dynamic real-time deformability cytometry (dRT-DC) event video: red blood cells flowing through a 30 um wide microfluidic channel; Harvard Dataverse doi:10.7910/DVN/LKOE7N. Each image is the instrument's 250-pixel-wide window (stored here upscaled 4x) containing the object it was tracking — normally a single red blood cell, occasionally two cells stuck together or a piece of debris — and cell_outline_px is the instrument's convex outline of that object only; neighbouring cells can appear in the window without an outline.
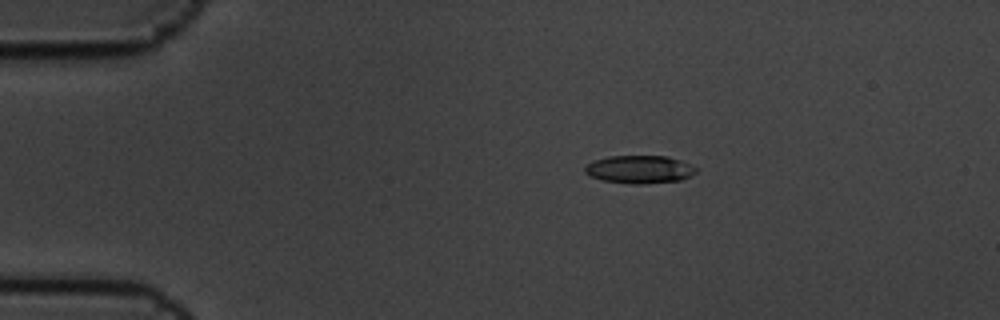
{"species": "common noctule bat (a hibernating species)", "species_latin": "Nyctalus noctula", "temperature_condition": "cold", "stored_images_in_passage": 5, "camera_frame_rate_fps": 3000, "um_per_image_px": 0.085, "animal": {"sex": "male", "body_mass_g": 19.5, "forearm_length_mm": 54.6}, "frame": {"image": 1, "passage_image": 3, "time_ms": 0.667, "image_size_px": [1000, 320], "cell_outline_px": [[696, 172], [680, 180], [644, 184], [636, 184], [604, 180], [588, 176], [584, 172], [584, 168], [592, 160], [608, 156], [668, 156], [680, 160], [696, 168]], "centroid_in_image_um": [54.31, 14.39], "position_along_channel_um": 30.7, "area_um2": 17.98}}